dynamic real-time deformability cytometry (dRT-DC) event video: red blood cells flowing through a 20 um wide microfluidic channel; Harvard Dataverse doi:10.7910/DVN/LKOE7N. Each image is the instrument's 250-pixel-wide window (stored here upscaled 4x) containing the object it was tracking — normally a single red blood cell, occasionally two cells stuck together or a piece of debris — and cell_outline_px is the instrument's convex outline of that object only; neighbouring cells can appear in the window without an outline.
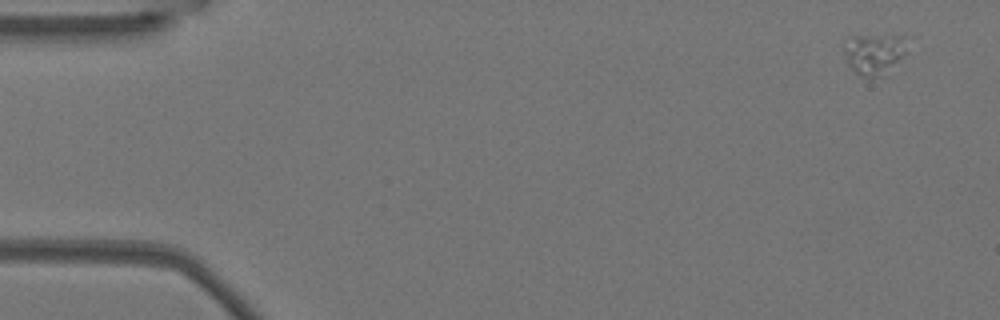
{"species": "Egyptian fruit bat (a non-hibernating species)", "species_latin": "Rousettus aegyptiacus", "temperature_condition": "warm", "stored_images_in_passage": 52, "camera_frame_rate_fps": 3000, "um_per_image_px": 0.085, "animal": {"sex": "female"}, "frame": {"image": 1, "passage_image": 1, "time_ms": 0.0, "image_size_px": [1000, 320], "cell_outline_px": [[912, 36], [904, 52], [880, 76], [860, 76], [848, 64], [844, 52], [844, 48], [848, 36]], "centroid_in_image_um": [74.29, 4.51], "position_along_channel_um": 10.7, "area_um2": 14.51}}
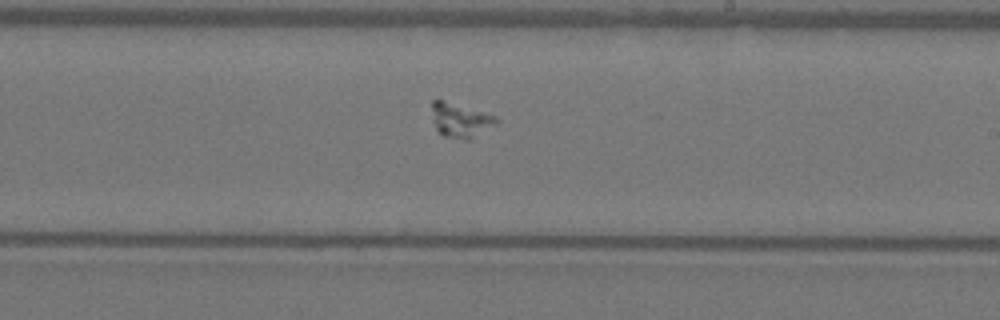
{"frame": {"image": 2, "passage_image": 30, "time_ms": 9.667, "image_size_px": [1000, 320], "cell_outline_px": [[500, 120], [496, 124], [468, 140], [444, 136], [436, 132], [432, 120], [432, 100], [444, 100], [496, 116]], "centroid_in_image_um": [39.1, 10.22], "position_along_channel_um": 249.9, "area_um2": 12.89}}
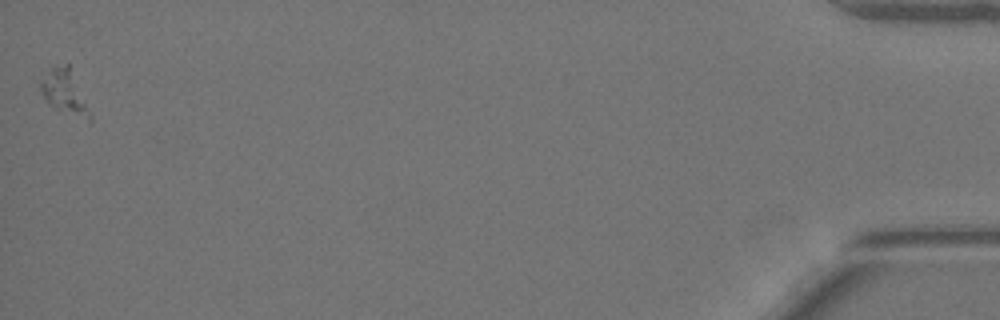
{"frame": {"image": 3, "passage_image": 52, "time_ms": 17.0, "image_size_px": [1000, 320], "cell_outline_px": [[92, 120], [88, 124], [56, 108], [40, 92], [40, 84], [52, 68], [56, 64], [68, 64], [92, 112]], "centroid_in_image_um": [5.59, 7.91], "position_along_channel_um": 429.6, "area_um2": 12.6}}